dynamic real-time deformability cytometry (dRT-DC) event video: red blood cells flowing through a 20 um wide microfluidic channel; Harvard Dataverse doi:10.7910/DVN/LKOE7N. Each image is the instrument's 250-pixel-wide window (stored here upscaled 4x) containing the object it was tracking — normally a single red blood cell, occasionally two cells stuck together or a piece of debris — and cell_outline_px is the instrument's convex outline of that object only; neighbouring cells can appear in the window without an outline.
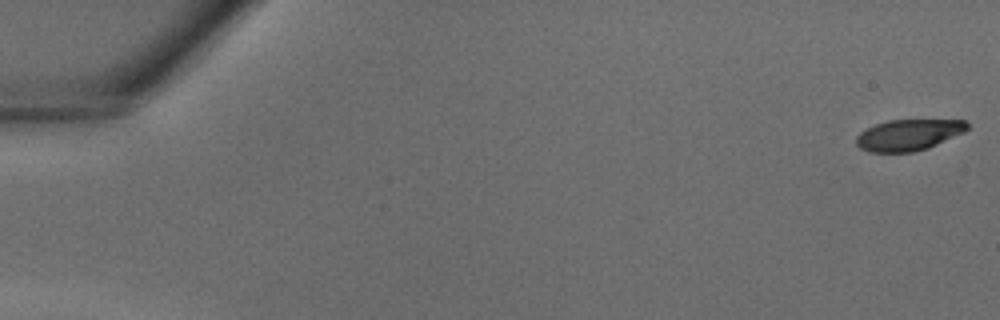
{"species": "common noctule bat (a hibernating species)", "species_latin": "Nyctalus noctula", "temperature_condition": "warm", "stored_images_in_passage": 40, "camera_frame_rate_fps": 3000, "um_per_image_px": 0.085, "animal": {"sex": "male", "body_mass_g": 18.8}, "frame": {"image": 1, "passage_image": 1, "time_ms": 0.0, "image_size_px": [1000, 320], "cell_outline_px": [[968, 128], [964, 132], [928, 148], [912, 152], [868, 152], [860, 148], [856, 144], [856, 136], [860, 132], [876, 124], [888, 120], [964, 120], [968, 124]], "centroid_in_image_um": [77.21, 11.47], "position_along_channel_um": 7.8, "area_um2": 20.06}}
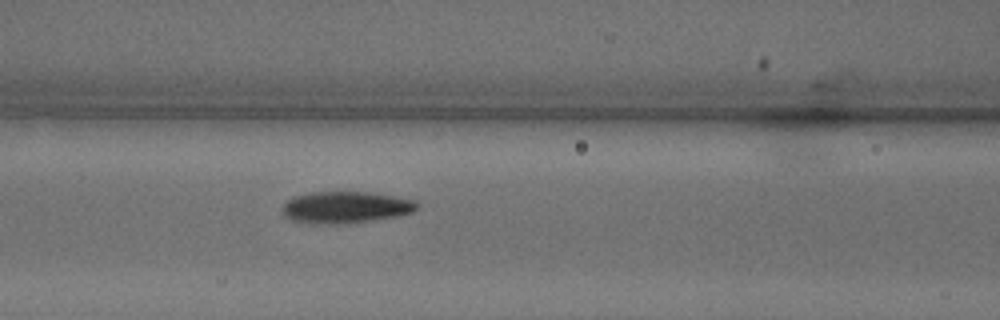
{"frame": {"image": 2, "passage_image": 18, "time_ms": 5.667, "image_size_px": [1000, 320], "cell_outline_px": [[420, 208], [412, 212], [396, 216], [372, 220], [344, 224], [316, 224], [292, 220], [284, 216], [284, 204], [288, 200], [296, 196], [312, 192], [372, 192], [416, 200], [420, 204]], "centroid_in_image_um": [29.44, 17.62], "position_along_channel_um": 137.2, "area_um2": 24.91}}
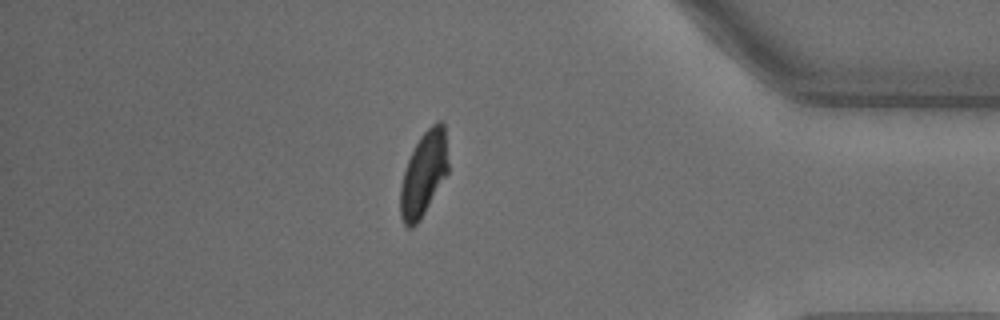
{"frame": {"image": 3, "passage_image": 35, "time_ms": 11.333, "image_size_px": [1000, 320], "cell_outline_px": [[448, 172], [420, 220], [412, 228], [408, 228], [404, 224], [400, 216], [400, 184], [408, 160], [420, 136], [432, 124], [440, 120], [444, 124], [448, 164]], "centroid_in_image_um": [36.0, 14.8], "position_along_channel_um": 399.2, "area_um2": 23.29}}